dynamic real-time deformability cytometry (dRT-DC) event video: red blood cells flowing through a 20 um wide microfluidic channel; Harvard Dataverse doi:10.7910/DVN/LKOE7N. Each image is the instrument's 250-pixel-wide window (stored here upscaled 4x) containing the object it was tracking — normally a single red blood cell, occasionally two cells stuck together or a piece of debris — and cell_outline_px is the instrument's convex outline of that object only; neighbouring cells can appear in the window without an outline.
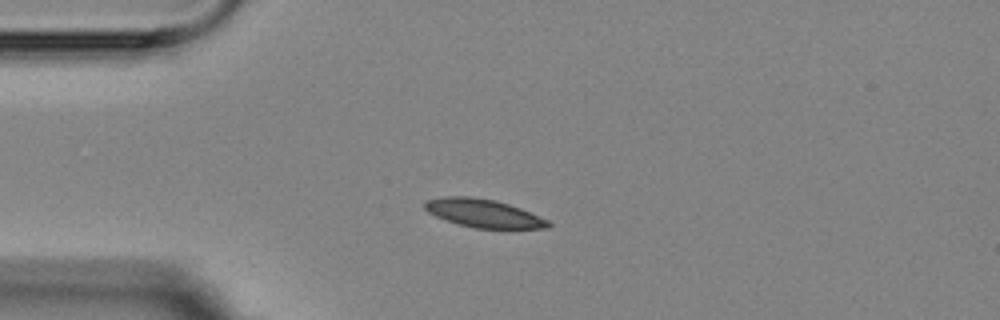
{"species": "Egyptian fruit bat (a non-hibernating species)", "species_latin": "Rousettus aegyptiacus", "temperature_condition": "room temperature", "stored_images_in_passage": 8, "camera_frame_rate_fps": 3000, "um_per_image_px": 0.085, "animal": {"sex": "female"}, "frame": {"image": 1, "passage_image": 1, "time_ms": 0.0, "image_size_px": [1000, 320], "cell_outline_px": [[552, 224], [548, 228], [476, 228], [460, 224], [436, 216], [428, 212], [424, 208], [424, 204], [428, 200], [444, 196], [472, 196], [496, 200], [520, 208], [548, 220]], "centroid_in_image_um": [41.1, 18.11], "position_along_channel_um": 43.9, "area_um2": 20.06}}
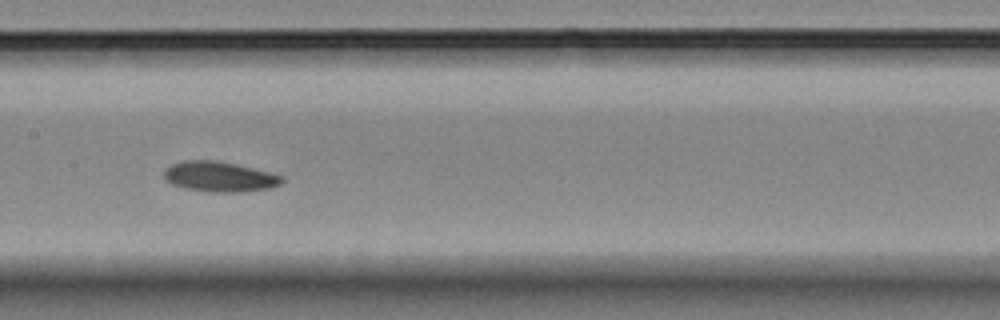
{"frame": {"image": 2, "passage_image": 5, "time_ms": 4.667, "image_size_px": [1000, 320], "cell_outline_px": [[284, 180], [280, 184], [268, 188], [240, 192], [212, 192], [184, 188], [172, 184], [164, 180], [164, 168], [180, 160], [216, 160], [236, 164], [284, 176]], "centroid_in_image_um": [18.61, 15.01], "position_along_channel_um": 188.8, "area_um2": 20.81}}
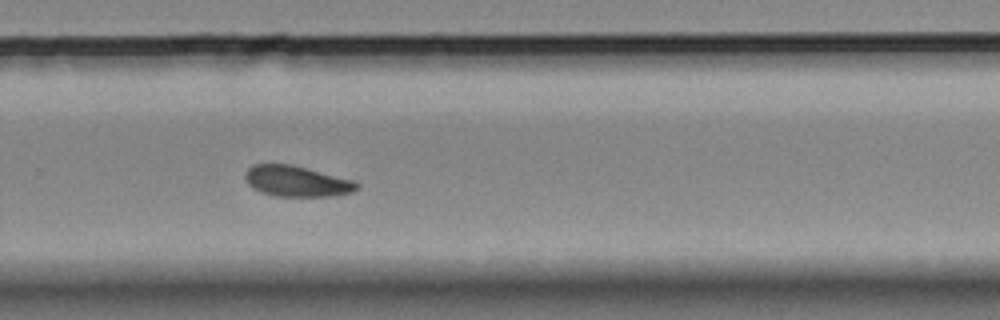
{"frame": {"image": 3, "passage_image": 8, "time_ms": 8.0, "image_size_px": [1000, 320], "cell_outline_px": [[360, 188], [352, 192], [332, 196], [276, 196], [260, 192], [252, 188], [248, 184], [244, 176], [244, 172], [252, 164], [292, 164], [352, 180], [360, 184]], "centroid_in_image_um": [25.19, 15.4], "position_along_channel_um": 304.6, "area_um2": 20.11}}